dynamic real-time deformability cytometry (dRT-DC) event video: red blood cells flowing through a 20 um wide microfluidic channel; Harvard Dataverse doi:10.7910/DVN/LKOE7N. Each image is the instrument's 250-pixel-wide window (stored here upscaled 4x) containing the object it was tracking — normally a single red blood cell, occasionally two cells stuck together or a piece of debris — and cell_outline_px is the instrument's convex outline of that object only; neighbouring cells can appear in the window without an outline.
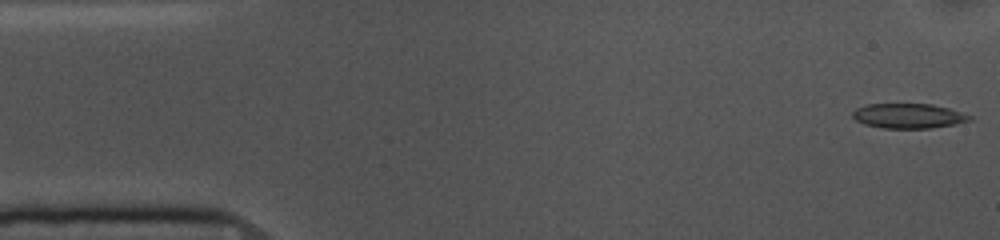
{"species": "common noctule bat (a hibernating species)", "species_latin": "Nyctalus noctula", "temperature_condition": "cold", "stored_images_in_passage": 53, "camera_frame_rate_fps": 3000, "um_per_image_px": 0.085, "animal": {"sex": "female", "body_mass_g": 10.0, "forearm_length_mm": 53.1}, "frame": {"image": 1, "passage_image": 1, "time_ms": 0.0, "image_size_px": [1000, 240], "cell_outline_px": [[972, 120], [956, 124], [932, 128], [880, 128], [864, 124], [856, 120], [852, 116], [852, 112], [856, 108], [864, 104], [932, 104], [948, 108], [972, 116]], "centroid_in_image_um": [77.2, 9.85], "position_along_channel_um": 7.8, "area_um2": 16.99}}
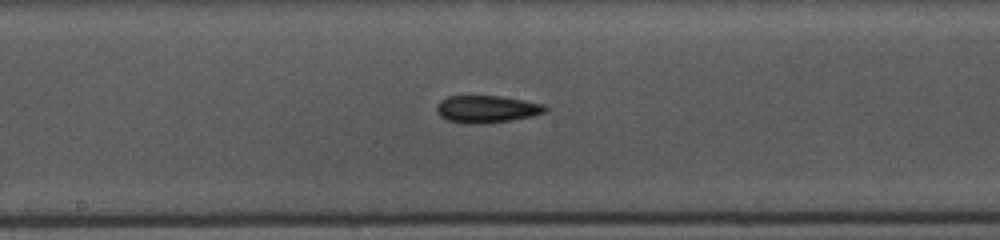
{"frame": {"image": 2, "passage_image": 26, "time_ms": 8.333, "image_size_px": [1000, 240], "cell_outline_px": [[548, 108], [544, 112], [532, 116], [508, 120], [468, 124], [448, 120], [440, 116], [436, 112], [436, 104], [440, 100], [448, 96], [500, 96], [524, 100], [544, 104]], "centroid_in_image_um": [41.34, 9.25], "position_along_channel_um": 206.9, "area_um2": 17.05}}
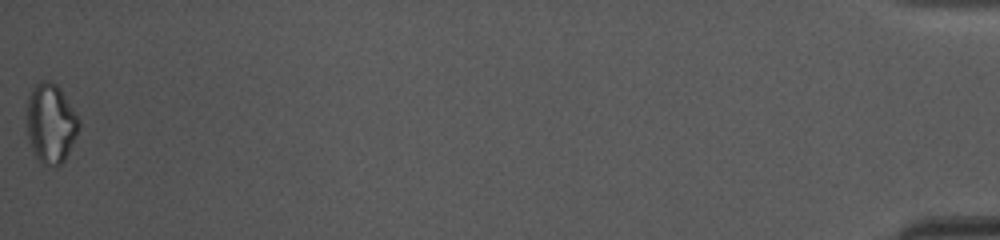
{"frame": {"image": 3, "passage_image": 53, "time_ms": 17.333, "image_size_px": [1000, 240], "cell_outline_px": [[80, 128], [64, 160], [56, 168], [40, 164], [32, 148], [28, 136], [28, 96], [32, 88], [40, 80], [48, 80], [56, 84], [60, 88], [80, 120]], "centroid_in_image_um": [4.33, 10.5], "position_along_channel_um": 430.9, "area_um2": 24.04}, "authors_computed_cell_mechanics": {"area_um2": 17.2822, "velocity_mm_per_s": 3.6626, "shape_relaxation_time_tau1_ms": 4.7443, "shape_relaxation_time_tau2_ms": null, "deformation_change_tau1": 0.1059, "deformation_change_tau2": null}}